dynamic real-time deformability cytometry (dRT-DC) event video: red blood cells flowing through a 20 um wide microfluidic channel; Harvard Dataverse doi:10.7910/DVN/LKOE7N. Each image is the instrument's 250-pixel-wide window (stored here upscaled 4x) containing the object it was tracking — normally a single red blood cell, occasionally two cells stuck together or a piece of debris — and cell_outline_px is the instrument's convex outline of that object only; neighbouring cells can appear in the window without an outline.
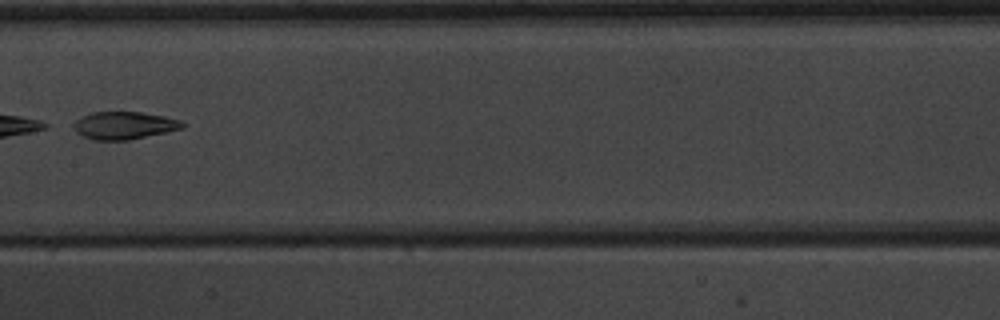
{"species": "common noctule bat (a hibernating species)", "species_latin": "Nyctalus noctula", "temperature_condition": "warm", "stored_images_in_passage": 7, "camera_frame_rate_fps": 3000, "um_per_image_px": 0.085, "animal": {"sex": "male", "body_mass_g": 20.1, "forearm_length_mm": 53.5}, "frame": {"image": 1, "passage_image": 6, "time_ms": 6.667, "image_size_px": [1000, 320], "cell_outline_px": [[188, 124], [184, 128], [128, 140], [92, 140], [80, 136], [72, 128], [72, 124], [76, 120], [92, 112], [140, 112], [164, 116], [180, 120]], "centroid_in_image_um": [10.54, 10.67], "position_along_channel_um": 196.9, "area_um2": 17.63}}
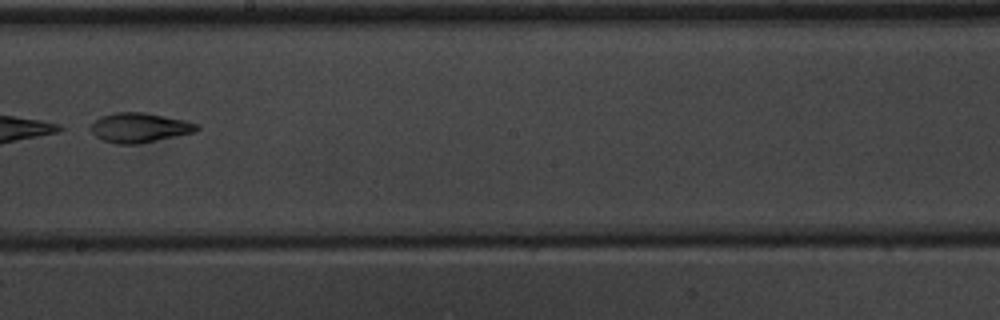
{"frame": {"image": 2, "passage_image": 7, "time_ms": 7.667, "image_size_px": [1000, 320], "cell_outline_px": [[200, 128], [192, 132], [156, 140], [136, 144], [120, 144], [104, 140], [96, 136], [88, 128], [88, 124], [100, 116], [112, 112], [144, 112], [184, 120], [196, 124]], "centroid_in_image_um": [11.76, 10.83], "position_along_channel_um": 236.4, "area_um2": 18.15}}